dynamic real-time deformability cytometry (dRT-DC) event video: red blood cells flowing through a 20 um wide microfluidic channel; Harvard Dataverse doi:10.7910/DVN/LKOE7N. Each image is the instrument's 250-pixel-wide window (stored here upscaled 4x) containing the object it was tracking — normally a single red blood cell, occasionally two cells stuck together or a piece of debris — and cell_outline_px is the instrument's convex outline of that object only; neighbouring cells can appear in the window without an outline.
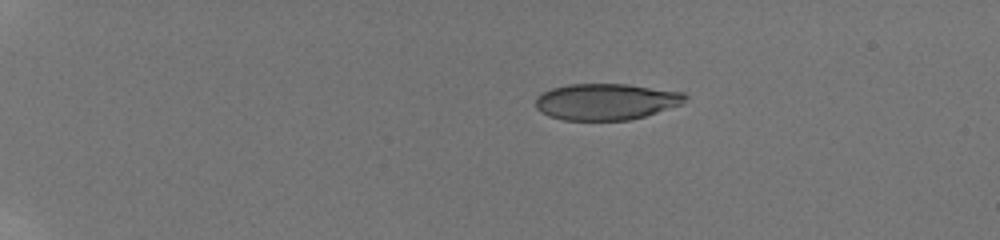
{"species": "human", "species_latin": "Homo sapiens", "temperature_condition": "room temperature", "stored_images_in_passage": 24, "camera_frame_rate_fps": 3000, "um_per_image_px": 0.085, "donor": {"sex": "male"}, "frame": {"image": 1, "passage_image": 1, "time_ms": 0.0, "image_size_px": [1000, 240], "cell_outline_px": [[688, 96], [680, 104], [644, 116], [628, 120], [564, 120], [548, 116], [540, 112], [536, 108], [536, 96], [552, 88], [568, 84], [628, 84], [684, 92]], "centroid_in_image_um": [51.48, 8.64], "position_along_channel_um": 33.5, "area_um2": 31.62}}
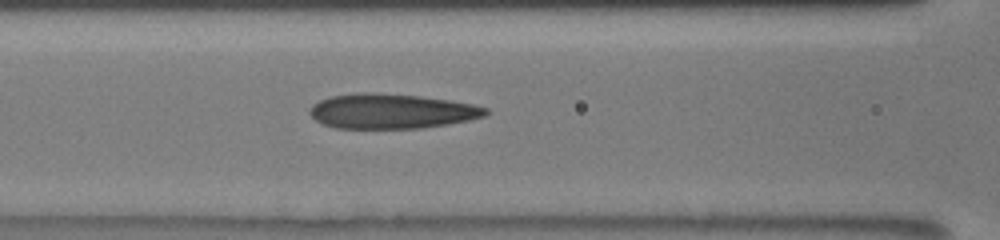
{"frame": {"image": 2, "passage_image": 17, "time_ms": 5.333, "image_size_px": [1000, 240], "cell_outline_px": [[488, 112], [484, 116], [468, 120], [420, 128], [336, 128], [324, 124], [316, 120], [308, 112], [312, 104], [320, 100], [332, 96], [356, 92], [372, 92], [420, 96], [448, 100], [472, 104], [488, 108]], "centroid_in_image_um": [33.24, 9.44], "position_along_channel_um": 133.4, "area_um2": 35.49}}
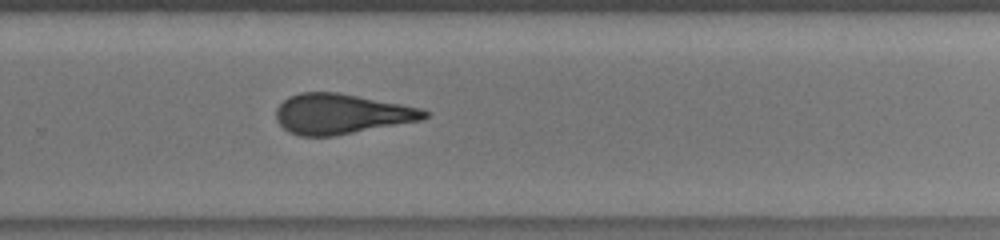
{"frame": {"image": 3, "passage_image": 24, "time_ms": 9.667, "image_size_px": [1000, 240], "cell_outline_px": [[432, 112], [428, 116], [420, 120], [332, 136], [300, 136], [288, 132], [276, 120], [276, 108], [288, 96], [300, 92], [336, 92], [424, 108]], "centroid_in_image_um": [29.0, 9.67], "position_along_channel_um": 300.8, "area_um2": 34.62}}